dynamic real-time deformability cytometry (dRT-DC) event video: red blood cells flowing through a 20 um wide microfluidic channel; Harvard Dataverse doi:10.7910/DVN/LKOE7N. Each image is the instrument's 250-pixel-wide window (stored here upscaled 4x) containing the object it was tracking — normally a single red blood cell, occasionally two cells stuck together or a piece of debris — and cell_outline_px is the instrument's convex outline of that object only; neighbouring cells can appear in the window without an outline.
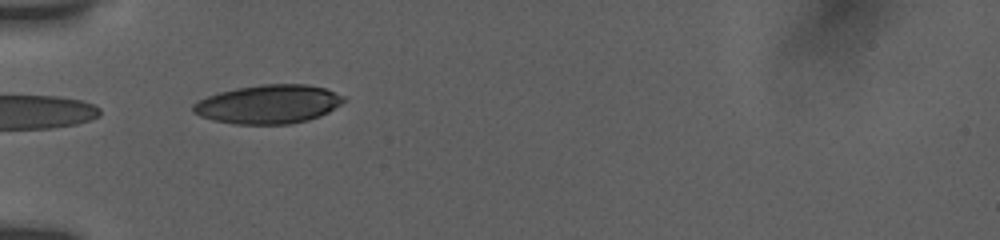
{"species": "human", "species_latin": "Homo sapiens", "temperature_condition": "room temperature", "stored_images_in_passage": 3, "camera_frame_rate_fps": 3000, "um_per_image_px": 0.085, "donor": {"sex": "female"}, "frame": {"image": 1, "passage_image": 1, "time_ms": 0.0, "image_size_px": [1000, 240], "cell_outline_px": [[348, 100], [328, 112], [320, 116], [308, 120], [288, 124], [236, 124], [212, 120], [200, 116], [192, 112], [192, 104], [208, 96], [220, 92], [236, 88], [260, 84], [308, 84], [324, 88], [344, 96]], "centroid_in_image_um": [22.83, 8.86], "position_along_channel_um": 62.2, "area_um2": 34.1}}